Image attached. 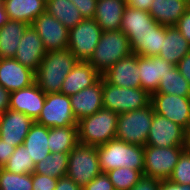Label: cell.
Instances as JSON below:
<instances>
[{"label": "cell", "instance_id": "cell-1", "mask_svg": "<svg viewBox=\"0 0 190 190\" xmlns=\"http://www.w3.org/2000/svg\"><path fill=\"white\" fill-rule=\"evenodd\" d=\"M78 61L69 49L47 52L35 72V83L46 94L60 92L66 75Z\"/></svg>", "mask_w": 190, "mask_h": 190}, {"label": "cell", "instance_id": "cell-2", "mask_svg": "<svg viewBox=\"0 0 190 190\" xmlns=\"http://www.w3.org/2000/svg\"><path fill=\"white\" fill-rule=\"evenodd\" d=\"M96 148L102 173L121 167L140 170L143 173L144 146L113 139Z\"/></svg>", "mask_w": 190, "mask_h": 190}, {"label": "cell", "instance_id": "cell-3", "mask_svg": "<svg viewBox=\"0 0 190 190\" xmlns=\"http://www.w3.org/2000/svg\"><path fill=\"white\" fill-rule=\"evenodd\" d=\"M119 114L102 108L98 112L78 121V142L97 147L116 139Z\"/></svg>", "mask_w": 190, "mask_h": 190}, {"label": "cell", "instance_id": "cell-4", "mask_svg": "<svg viewBox=\"0 0 190 190\" xmlns=\"http://www.w3.org/2000/svg\"><path fill=\"white\" fill-rule=\"evenodd\" d=\"M132 54L128 36L121 30L103 31L88 62L102 75L120 59Z\"/></svg>", "mask_w": 190, "mask_h": 190}, {"label": "cell", "instance_id": "cell-5", "mask_svg": "<svg viewBox=\"0 0 190 190\" xmlns=\"http://www.w3.org/2000/svg\"><path fill=\"white\" fill-rule=\"evenodd\" d=\"M154 113L150 103L146 107L119 114L116 139L146 146Z\"/></svg>", "mask_w": 190, "mask_h": 190}, {"label": "cell", "instance_id": "cell-6", "mask_svg": "<svg viewBox=\"0 0 190 190\" xmlns=\"http://www.w3.org/2000/svg\"><path fill=\"white\" fill-rule=\"evenodd\" d=\"M103 108L118 114L127 113L151 102V95L142 88H124L108 83L102 77Z\"/></svg>", "mask_w": 190, "mask_h": 190}, {"label": "cell", "instance_id": "cell-7", "mask_svg": "<svg viewBox=\"0 0 190 190\" xmlns=\"http://www.w3.org/2000/svg\"><path fill=\"white\" fill-rule=\"evenodd\" d=\"M68 155L66 176L80 187L102 173L96 147L78 143Z\"/></svg>", "mask_w": 190, "mask_h": 190}, {"label": "cell", "instance_id": "cell-8", "mask_svg": "<svg viewBox=\"0 0 190 190\" xmlns=\"http://www.w3.org/2000/svg\"><path fill=\"white\" fill-rule=\"evenodd\" d=\"M183 151L184 146H144L143 176L159 180L169 179Z\"/></svg>", "mask_w": 190, "mask_h": 190}, {"label": "cell", "instance_id": "cell-9", "mask_svg": "<svg viewBox=\"0 0 190 190\" xmlns=\"http://www.w3.org/2000/svg\"><path fill=\"white\" fill-rule=\"evenodd\" d=\"M103 30L95 19H83L69 29L68 49L79 61H88L101 38Z\"/></svg>", "mask_w": 190, "mask_h": 190}, {"label": "cell", "instance_id": "cell-10", "mask_svg": "<svg viewBox=\"0 0 190 190\" xmlns=\"http://www.w3.org/2000/svg\"><path fill=\"white\" fill-rule=\"evenodd\" d=\"M35 122L48 128L77 125L70 96L60 92L46 94L43 108Z\"/></svg>", "mask_w": 190, "mask_h": 190}, {"label": "cell", "instance_id": "cell-11", "mask_svg": "<svg viewBox=\"0 0 190 190\" xmlns=\"http://www.w3.org/2000/svg\"><path fill=\"white\" fill-rule=\"evenodd\" d=\"M151 105L156 114L187 130L190 127V97L174 94H151Z\"/></svg>", "mask_w": 190, "mask_h": 190}, {"label": "cell", "instance_id": "cell-12", "mask_svg": "<svg viewBox=\"0 0 190 190\" xmlns=\"http://www.w3.org/2000/svg\"><path fill=\"white\" fill-rule=\"evenodd\" d=\"M31 26L39 34L47 52L68 49L69 29L52 15L40 14Z\"/></svg>", "mask_w": 190, "mask_h": 190}, {"label": "cell", "instance_id": "cell-13", "mask_svg": "<svg viewBox=\"0 0 190 190\" xmlns=\"http://www.w3.org/2000/svg\"><path fill=\"white\" fill-rule=\"evenodd\" d=\"M186 130L173 121L154 113L146 145L155 147L184 146Z\"/></svg>", "mask_w": 190, "mask_h": 190}, {"label": "cell", "instance_id": "cell-14", "mask_svg": "<svg viewBox=\"0 0 190 190\" xmlns=\"http://www.w3.org/2000/svg\"><path fill=\"white\" fill-rule=\"evenodd\" d=\"M34 120L27 115L9 109L0 117V138L12 146L23 145Z\"/></svg>", "mask_w": 190, "mask_h": 190}, {"label": "cell", "instance_id": "cell-15", "mask_svg": "<svg viewBox=\"0 0 190 190\" xmlns=\"http://www.w3.org/2000/svg\"><path fill=\"white\" fill-rule=\"evenodd\" d=\"M138 55L135 53L117 61L101 76L110 84L124 88H141Z\"/></svg>", "mask_w": 190, "mask_h": 190}, {"label": "cell", "instance_id": "cell-16", "mask_svg": "<svg viewBox=\"0 0 190 190\" xmlns=\"http://www.w3.org/2000/svg\"><path fill=\"white\" fill-rule=\"evenodd\" d=\"M47 50L39 37V34L30 25L18 44L15 59L25 67L36 72L38 65L46 55Z\"/></svg>", "mask_w": 190, "mask_h": 190}, {"label": "cell", "instance_id": "cell-17", "mask_svg": "<svg viewBox=\"0 0 190 190\" xmlns=\"http://www.w3.org/2000/svg\"><path fill=\"white\" fill-rule=\"evenodd\" d=\"M46 93L36 83L10 93L9 109L19 111L34 121L39 117Z\"/></svg>", "mask_w": 190, "mask_h": 190}, {"label": "cell", "instance_id": "cell-18", "mask_svg": "<svg viewBox=\"0 0 190 190\" xmlns=\"http://www.w3.org/2000/svg\"><path fill=\"white\" fill-rule=\"evenodd\" d=\"M35 83V72L15 58L0 59V85L10 93Z\"/></svg>", "mask_w": 190, "mask_h": 190}, {"label": "cell", "instance_id": "cell-19", "mask_svg": "<svg viewBox=\"0 0 190 190\" xmlns=\"http://www.w3.org/2000/svg\"><path fill=\"white\" fill-rule=\"evenodd\" d=\"M138 67L141 88L151 95L157 91L161 78L175 66L159 56L138 55Z\"/></svg>", "mask_w": 190, "mask_h": 190}, {"label": "cell", "instance_id": "cell-20", "mask_svg": "<svg viewBox=\"0 0 190 190\" xmlns=\"http://www.w3.org/2000/svg\"><path fill=\"white\" fill-rule=\"evenodd\" d=\"M70 102L77 122L101 110L103 108L102 76L92 86L70 96Z\"/></svg>", "mask_w": 190, "mask_h": 190}, {"label": "cell", "instance_id": "cell-21", "mask_svg": "<svg viewBox=\"0 0 190 190\" xmlns=\"http://www.w3.org/2000/svg\"><path fill=\"white\" fill-rule=\"evenodd\" d=\"M101 78V74L88 62L78 61L66 75L60 93L72 96L92 86Z\"/></svg>", "mask_w": 190, "mask_h": 190}, {"label": "cell", "instance_id": "cell-22", "mask_svg": "<svg viewBox=\"0 0 190 190\" xmlns=\"http://www.w3.org/2000/svg\"><path fill=\"white\" fill-rule=\"evenodd\" d=\"M165 26L157 24L151 31L131 32L128 35L132 53L139 56H158L162 47Z\"/></svg>", "mask_w": 190, "mask_h": 190}, {"label": "cell", "instance_id": "cell-23", "mask_svg": "<svg viewBox=\"0 0 190 190\" xmlns=\"http://www.w3.org/2000/svg\"><path fill=\"white\" fill-rule=\"evenodd\" d=\"M190 52V44L176 26H165L162 34V47L159 57L177 66L178 62Z\"/></svg>", "mask_w": 190, "mask_h": 190}, {"label": "cell", "instance_id": "cell-24", "mask_svg": "<svg viewBox=\"0 0 190 190\" xmlns=\"http://www.w3.org/2000/svg\"><path fill=\"white\" fill-rule=\"evenodd\" d=\"M125 9V0H97L94 19L103 31H118Z\"/></svg>", "mask_w": 190, "mask_h": 190}, {"label": "cell", "instance_id": "cell-25", "mask_svg": "<svg viewBox=\"0 0 190 190\" xmlns=\"http://www.w3.org/2000/svg\"><path fill=\"white\" fill-rule=\"evenodd\" d=\"M149 14L160 25L175 26L190 8L188 0H153Z\"/></svg>", "mask_w": 190, "mask_h": 190}, {"label": "cell", "instance_id": "cell-26", "mask_svg": "<svg viewBox=\"0 0 190 190\" xmlns=\"http://www.w3.org/2000/svg\"><path fill=\"white\" fill-rule=\"evenodd\" d=\"M7 18L29 25L46 12V0H3Z\"/></svg>", "mask_w": 190, "mask_h": 190}, {"label": "cell", "instance_id": "cell-27", "mask_svg": "<svg viewBox=\"0 0 190 190\" xmlns=\"http://www.w3.org/2000/svg\"><path fill=\"white\" fill-rule=\"evenodd\" d=\"M29 26L22 21L7 19L0 27V59L15 57L20 39Z\"/></svg>", "mask_w": 190, "mask_h": 190}, {"label": "cell", "instance_id": "cell-28", "mask_svg": "<svg viewBox=\"0 0 190 190\" xmlns=\"http://www.w3.org/2000/svg\"><path fill=\"white\" fill-rule=\"evenodd\" d=\"M48 136L49 128L34 122L25 137L23 145L35 165L50 154Z\"/></svg>", "mask_w": 190, "mask_h": 190}, {"label": "cell", "instance_id": "cell-29", "mask_svg": "<svg viewBox=\"0 0 190 190\" xmlns=\"http://www.w3.org/2000/svg\"><path fill=\"white\" fill-rule=\"evenodd\" d=\"M48 147L50 153H69L78 142V126L49 128Z\"/></svg>", "mask_w": 190, "mask_h": 190}, {"label": "cell", "instance_id": "cell-30", "mask_svg": "<svg viewBox=\"0 0 190 190\" xmlns=\"http://www.w3.org/2000/svg\"><path fill=\"white\" fill-rule=\"evenodd\" d=\"M46 12L68 29L75 27L84 19L70 0H46Z\"/></svg>", "mask_w": 190, "mask_h": 190}, {"label": "cell", "instance_id": "cell-31", "mask_svg": "<svg viewBox=\"0 0 190 190\" xmlns=\"http://www.w3.org/2000/svg\"><path fill=\"white\" fill-rule=\"evenodd\" d=\"M159 24L147 11L133 9L126 6L122 16L121 31L127 36L131 32L151 31L152 26Z\"/></svg>", "mask_w": 190, "mask_h": 190}, {"label": "cell", "instance_id": "cell-32", "mask_svg": "<svg viewBox=\"0 0 190 190\" xmlns=\"http://www.w3.org/2000/svg\"><path fill=\"white\" fill-rule=\"evenodd\" d=\"M155 93L174 94L180 97H190V85L175 66L161 78Z\"/></svg>", "mask_w": 190, "mask_h": 190}, {"label": "cell", "instance_id": "cell-33", "mask_svg": "<svg viewBox=\"0 0 190 190\" xmlns=\"http://www.w3.org/2000/svg\"><path fill=\"white\" fill-rule=\"evenodd\" d=\"M68 160V153H50L35 165L34 172L57 179L65 177Z\"/></svg>", "mask_w": 190, "mask_h": 190}, {"label": "cell", "instance_id": "cell-34", "mask_svg": "<svg viewBox=\"0 0 190 190\" xmlns=\"http://www.w3.org/2000/svg\"><path fill=\"white\" fill-rule=\"evenodd\" d=\"M9 172L15 174H32L35 171V164L24 145L15 147L8 162L3 166Z\"/></svg>", "mask_w": 190, "mask_h": 190}, {"label": "cell", "instance_id": "cell-35", "mask_svg": "<svg viewBox=\"0 0 190 190\" xmlns=\"http://www.w3.org/2000/svg\"><path fill=\"white\" fill-rule=\"evenodd\" d=\"M115 190H130L142 177L140 170L127 167L116 168L106 172Z\"/></svg>", "mask_w": 190, "mask_h": 190}, {"label": "cell", "instance_id": "cell-36", "mask_svg": "<svg viewBox=\"0 0 190 190\" xmlns=\"http://www.w3.org/2000/svg\"><path fill=\"white\" fill-rule=\"evenodd\" d=\"M32 174H15L0 167V190H32Z\"/></svg>", "mask_w": 190, "mask_h": 190}, {"label": "cell", "instance_id": "cell-37", "mask_svg": "<svg viewBox=\"0 0 190 190\" xmlns=\"http://www.w3.org/2000/svg\"><path fill=\"white\" fill-rule=\"evenodd\" d=\"M169 180L179 185L190 186V153L185 150L181 153Z\"/></svg>", "mask_w": 190, "mask_h": 190}, {"label": "cell", "instance_id": "cell-38", "mask_svg": "<svg viewBox=\"0 0 190 190\" xmlns=\"http://www.w3.org/2000/svg\"><path fill=\"white\" fill-rule=\"evenodd\" d=\"M58 179L39 173H32V190H54Z\"/></svg>", "mask_w": 190, "mask_h": 190}, {"label": "cell", "instance_id": "cell-39", "mask_svg": "<svg viewBox=\"0 0 190 190\" xmlns=\"http://www.w3.org/2000/svg\"><path fill=\"white\" fill-rule=\"evenodd\" d=\"M83 190H115L106 173H101L83 187Z\"/></svg>", "mask_w": 190, "mask_h": 190}, {"label": "cell", "instance_id": "cell-40", "mask_svg": "<svg viewBox=\"0 0 190 190\" xmlns=\"http://www.w3.org/2000/svg\"><path fill=\"white\" fill-rule=\"evenodd\" d=\"M80 11L84 19H94L97 0H70Z\"/></svg>", "mask_w": 190, "mask_h": 190}, {"label": "cell", "instance_id": "cell-41", "mask_svg": "<svg viewBox=\"0 0 190 190\" xmlns=\"http://www.w3.org/2000/svg\"><path fill=\"white\" fill-rule=\"evenodd\" d=\"M130 190H160V180L143 176Z\"/></svg>", "mask_w": 190, "mask_h": 190}, {"label": "cell", "instance_id": "cell-42", "mask_svg": "<svg viewBox=\"0 0 190 190\" xmlns=\"http://www.w3.org/2000/svg\"><path fill=\"white\" fill-rule=\"evenodd\" d=\"M175 26L190 44V8L182 15Z\"/></svg>", "mask_w": 190, "mask_h": 190}, {"label": "cell", "instance_id": "cell-43", "mask_svg": "<svg viewBox=\"0 0 190 190\" xmlns=\"http://www.w3.org/2000/svg\"><path fill=\"white\" fill-rule=\"evenodd\" d=\"M14 150L15 146L6 143L0 138V167H3L8 162V159L13 154Z\"/></svg>", "mask_w": 190, "mask_h": 190}, {"label": "cell", "instance_id": "cell-44", "mask_svg": "<svg viewBox=\"0 0 190 190\" xmlns=\"http://www.w3.org/2000/svg\"><path fill=\"white\" fill-rule=\"evenodd\" d=\"M54 190H83L78 184L67 176L58 179Z\"/></svg>", "mask_w": 190, "mask_h": 190}, {"label": "cell", "instance_id": "cell-45", "mask_svg": "<svg viewBox=\"0 0 190 190\" xmlns=\"http://www.w3.org/2000/svg\"><path fill=\"white\" fill-rule=\"evenodd\" d=\"M177 68L190 85V52L178 62Z\"/></svg>", "mask_w": 190, "mask_h": 190}, {"label": "cell", "instance_id": "cell-46", "mask_svg": "<svg viewBox=\"0 0 190 190\" xmlns=\"http://www.w3.org/2000/svg\"><path fill=\"white\" fill-rule=\"evenodd\" d=\"M126 6L149 12L153 0H125Z\"/></svg>", "mask_w": 190, "mask_h": 190}, {"label": "cell", "instance_id": "cell-47", "mask_svg": "<svg viewBox=\"0 0 190 190\" xmlns=\"http://www.w3.org/2000/svg\"><path fill=\"white\" fill-rule=\"evenodd\" d=\"M10 92L0 85V112L9 110Z\"/></svg>", "mask_w": 190, "mask_h": 190}, {"label": "cell", "instance_id": "cell-48", "mask_svg": "<svg viewBox=\"0 0 190 190\" xmlns=\"http://www.w3.org/2000/svg\"><path fill=\"white\" fill-rule=\"evenodd\" d=\"M160 190H190V186L179 185L167 179V180H160Z\"/></svg>", "mask_w": 190, "mask_h": 190}, {"label": "cell", "instance_id": "cell-49", "mask_svg": "<svg viewBox=\"0 0 190 190\" xmlns=\"http://www.w3.org/2000/svg\"><path fill=\"white\" fill-rule=\"evenodd\" d=\"M7 14L5 11L3 0H0V27L7 22Z\"/></svg>", "mask_w": 190, "mask_h": 190}, {"label": "cell", "instance_id": "cell-50", "mask_svg": "<svg viewBox=\"0 0 190 190\" xmlns=\"http://www.w3.org/2000/svg\"><path fill=\"white\" fill-rule=\"evenodd\" d=\"M184 150L190 153V127L186 130Z\"/></svg>", "mask_w": 190, "mask_h": 190}]
</instances>
